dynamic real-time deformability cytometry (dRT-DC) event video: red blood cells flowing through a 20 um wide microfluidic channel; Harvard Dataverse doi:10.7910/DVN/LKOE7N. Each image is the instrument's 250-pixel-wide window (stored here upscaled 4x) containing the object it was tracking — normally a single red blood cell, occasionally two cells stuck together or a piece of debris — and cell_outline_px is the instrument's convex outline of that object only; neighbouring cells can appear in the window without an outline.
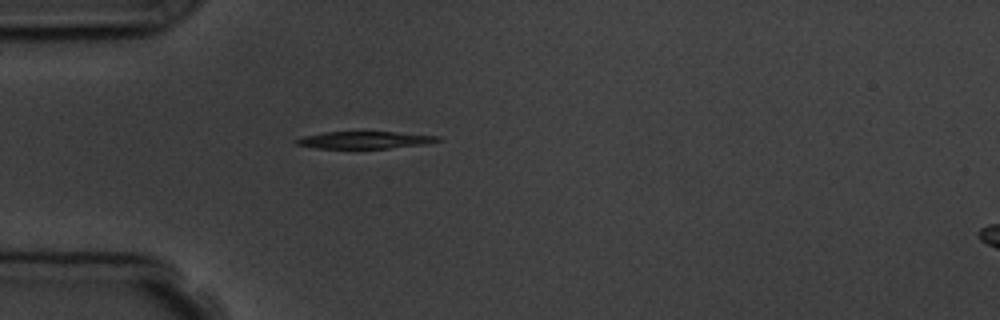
{"species": "common noctule bat (a hibernating species)", "species_latin": "Nyctalus noctula", "temperature_condition": "room temperature", "stored_images_in_passage": 1, "camera_frame_rate_fps": 3000, "um_per_image_px": 0.085, "animal": {"sex": "male", "body_mass_g": 19.5, "forearm_length_mm": 54.6}, "frame": {"image": 1, "passage_image": 1, "time_ms": 0.0, "image_size_px": [1000, 320], "cell_outline_px": [[444, 140], [428, 144], [388, 148], [316, 148], [296, 144], [292, 140], [304, 136], [324, 132], [396, 132], [440, 136]], "centroid_in_image_um": [31.05, 11.9], "position_along_channel_um": 54.0, "area_um2": 14.22}}